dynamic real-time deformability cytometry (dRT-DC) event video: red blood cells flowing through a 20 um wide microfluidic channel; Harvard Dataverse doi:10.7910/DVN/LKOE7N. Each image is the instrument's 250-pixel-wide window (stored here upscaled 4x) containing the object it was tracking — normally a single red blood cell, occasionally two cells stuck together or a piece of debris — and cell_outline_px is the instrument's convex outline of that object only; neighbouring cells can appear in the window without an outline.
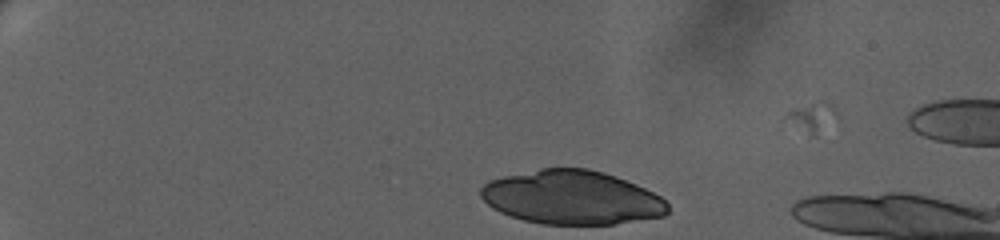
{"species": "human", "species_latin": "Homo sapiens", "temperature_condition": "warm", "stored_images_in_passage": 18, "camera_frame_rate_fps": 3000, "um_per_image_px": 0.085, "donor": {"sex": "female"}, "frame": {"image": 1, "passage_image": 9, "time_ms": 2.667, "image_size_px": [1000, 240], "cell_outline_px": [[668, 212], [664, 216], [616, 224], [540, 224], [524, 220], [500, 212], [492, 208], [480, 196], [480, 188], [488, 180], [504, 176], [540, 168], [588, 168], [604, 172], [616, 176], [636, 184], [660, 196], [668, 204]], "centroid_in_image_um": [48.6, 16.78], "position_along_channel_um": 36.4, "area_um2": 58.78}}